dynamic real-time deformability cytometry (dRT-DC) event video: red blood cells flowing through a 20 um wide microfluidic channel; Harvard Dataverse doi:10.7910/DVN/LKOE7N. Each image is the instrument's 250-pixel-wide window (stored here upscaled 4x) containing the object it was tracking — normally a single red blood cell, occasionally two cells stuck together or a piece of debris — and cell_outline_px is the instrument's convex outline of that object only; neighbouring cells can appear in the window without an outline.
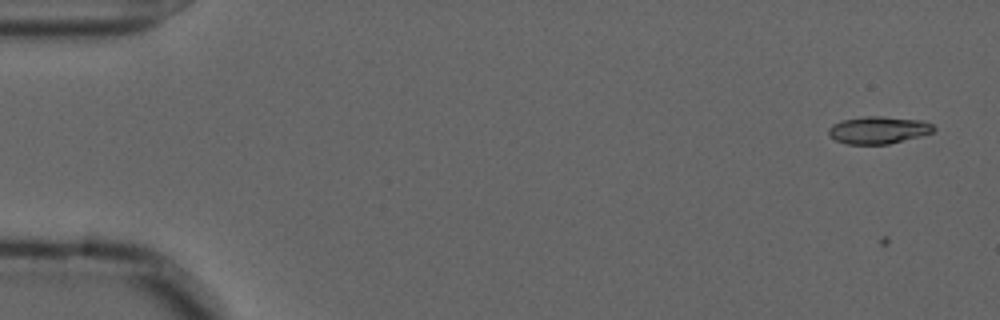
{"species": "common noctule bat (a hibernating species)", "species_latin": "Nyctalus noctula", "temperature_condition": "cold", "stored_images_in_passage": 20, "camera_frame_rate_fps": 3000, "um_per_image_px": 0.085, "animal": {"sex": "male", "forearm_length_mm": 52.5}, "frame": {"image": 1, "passage_image": 4, "time_ms": 1.0, "image_size_px": [1000, 320], "cell_outline_px": [[936, 128], [932, 132], [920, 136], [888, 144], [848, 144], [836, 140], [828, 132], [828, 128], [832, 124], [840, 120], [864, 116], [884, 116], [924, 120], [932, 124]], "centroid_in_image_um": [74.67, 11.03], "position_along_channel_um": 10.3, "area_um2": 16.82}}
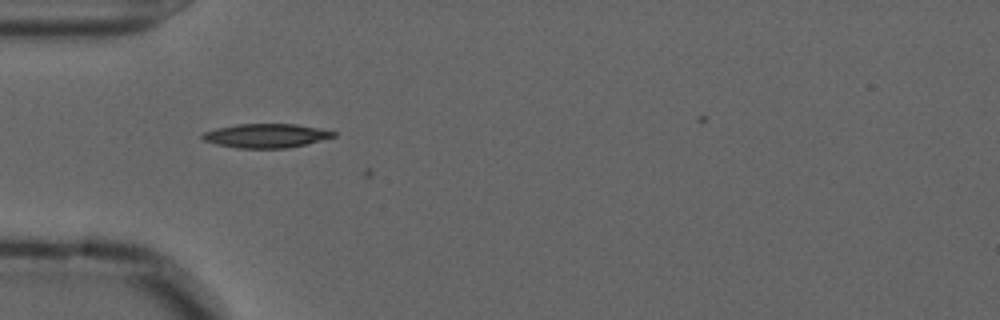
{"frame": {"image": 2, "passage_image": 19, "time_ms": 6.0, "image_size_px": [1000, 320], "cell_outline_px": [[336, 136], [288, 148], [236, 148], [216, 144], [204, 140], [200, 136], [204, 132], [216, 128], [236, 124], [296, 124], [320, 128], [336, 132]], "centroid_in_image_um": [22.59, 11.53], "position_along_channel_um": 62.4, "area_um2": 18.26}}